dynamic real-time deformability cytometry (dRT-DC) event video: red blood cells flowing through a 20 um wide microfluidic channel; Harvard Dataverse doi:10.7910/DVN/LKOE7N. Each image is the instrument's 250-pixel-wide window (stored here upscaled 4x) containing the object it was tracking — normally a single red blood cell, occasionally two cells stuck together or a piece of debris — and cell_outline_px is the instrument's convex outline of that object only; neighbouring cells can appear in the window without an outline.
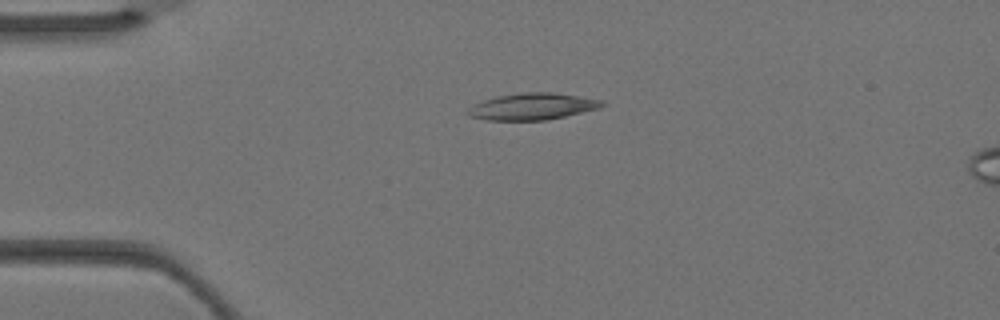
{"species": "Egyptian fruit bat (a non-hibernating species)", "species_latin": "Rousettus aegyptiacus", "temperature_condition": "warm", "stored_images_in_passage": 5, "camera_frame_rate_fps": 3000, "um_per_image_px": 0.085, "animal": {"sex": "female"}, "frame": {"image": 1, "passage_image": 5, "time_ms": 1.333, "image_size_px": [1000, 320], "cell_outline_px": [[604, 104], [600, 108], [548, 120], [484, 120], [468, 116], [464, 112], [472, 104], [496, 96], [524, 92], [552, 92], [580, 96], [604, 100]], "centroid_in_image_um": [45.22, 9.05], "position_along_channel_um": 39.8, "area_um2": 21.1}}